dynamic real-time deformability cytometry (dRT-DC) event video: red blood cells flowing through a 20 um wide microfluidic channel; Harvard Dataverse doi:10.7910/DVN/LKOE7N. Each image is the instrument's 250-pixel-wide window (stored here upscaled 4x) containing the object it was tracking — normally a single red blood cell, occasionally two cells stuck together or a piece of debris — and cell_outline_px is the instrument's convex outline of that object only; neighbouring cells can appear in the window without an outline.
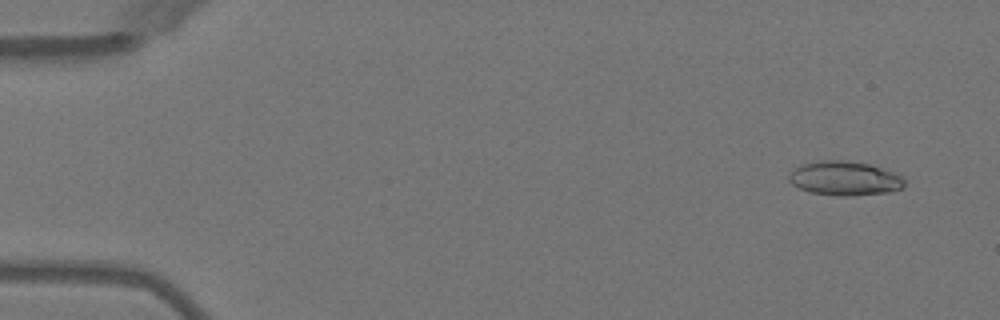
{"species": "Egyptian fruit bat (a non-hibernating species)", "species_latin": "Rousettus aegyptiacus", "temperature_condition": "warm", "stored_images_in_passage": 13, "camera_frame_rate_fps": 3000, "um_per_image_px": 0.085, "animal": {"sex": "female"}, "frame": {"image": 1, "passage_image": 3, "time_ms": 0.667, "image_size_px": [1000, 320], "cell_outline_px": [[904, 188], [888, 192], [852, 196], [836, 196], [808, 192], [792, 184], [788, 180], [788, 176], [800, 164], [820, 160], [848, 160], [872, 164], [896, 172], [904, 180]], "centroid_in_image_um": [71.81, 15.15], "position_along_channel_um": 13.2, "area_um2": 23.41}}